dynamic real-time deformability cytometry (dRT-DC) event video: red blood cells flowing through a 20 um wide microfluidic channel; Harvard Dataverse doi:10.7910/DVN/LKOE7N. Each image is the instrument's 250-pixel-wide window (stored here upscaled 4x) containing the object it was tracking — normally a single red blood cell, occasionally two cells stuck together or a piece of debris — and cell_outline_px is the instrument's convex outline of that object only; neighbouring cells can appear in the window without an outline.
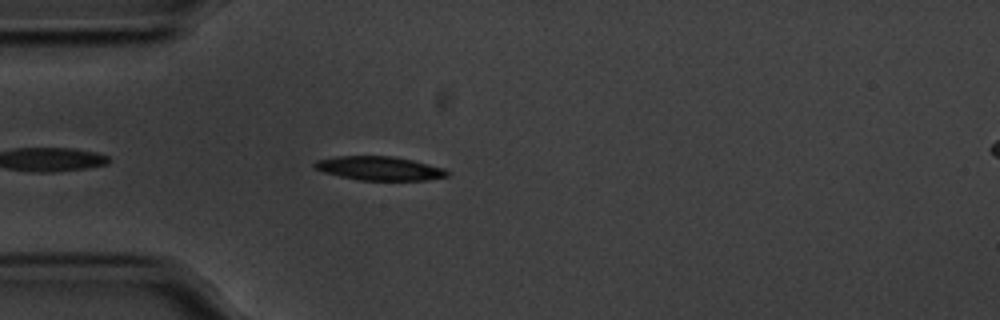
{"species": "common noctule bat (a hibernating species)", "species_latin": "Nyctalus noctula", "temperature_condition": "cold", "stored_images_in_passage": 13, "camera_frame_rate_fps": 3000, "um_per_image_px": 0.085, "animal": {"sex": "male", "body_mass_g": 20.1, "forearm_length_mm": 53.5}, "frame": {"image": 1, "passage_image": 4, "time_ms": 1.0, "image_size_px": [1000, 320], "cell_outline_px": [[448, 176], [424, 180], [360, 180], [340, 176], [324, 172], [316, 168], [312, 164], [316, 160], [336, 156], [392, 156], [412, 160], [444, 168], [448, 172]], "centroid_in_image_um": [32.23, 14.3], "position_along_channel_um": 52.8, "area_um2": 18.26}}